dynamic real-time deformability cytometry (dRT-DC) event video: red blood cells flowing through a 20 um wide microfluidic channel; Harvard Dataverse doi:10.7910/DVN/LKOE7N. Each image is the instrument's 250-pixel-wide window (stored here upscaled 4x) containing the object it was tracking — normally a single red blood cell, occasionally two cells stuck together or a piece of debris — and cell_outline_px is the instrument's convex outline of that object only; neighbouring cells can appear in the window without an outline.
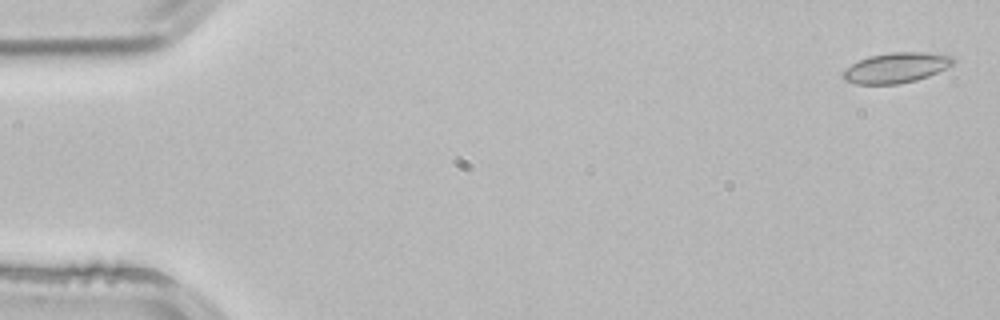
{"species": "common noctule bat (a hibernating species)", "species_latin": "Nyctalus noctula", "temperature_condition": "room temperature", "stored_images_in_passage": 4, "camera_frame_rate_fps": 3000, "um_per_image_px": 0.085, "animal": {"sex": "male", "body_mass_g": 21.5, "forearm_length_mm": 52.0}, "frame": {"image": 1, "passage_image": 1, "time_ms": 0.0, "image_size_px": [1000, 320], "cell_outline_px": [[956, 60], [952, 64], [928, 76], [916, 80], [900, 84], [856, 84], [844, 80], [840, 76], [852, 64], [868, 56], [888, 52], [924, 52], [952, 56]], "centroid_in_image_um": [76.15, 5.76], "position_along_channel_um": 8.9, "area_um2": 19.31}}
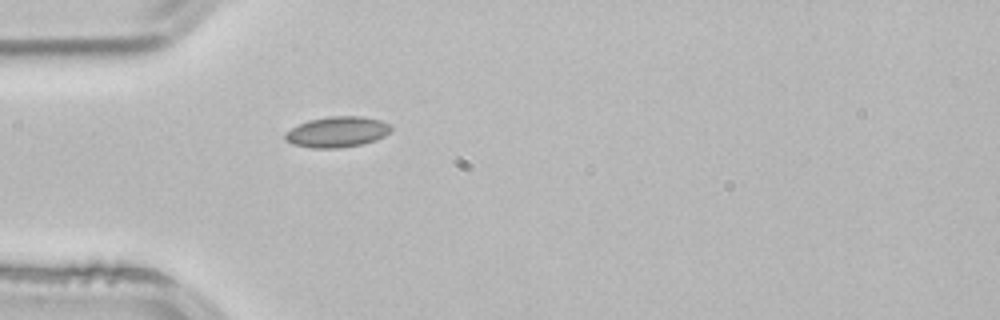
{"frame": {"image": 2, "passage_image": 4, "time_ms": 1.0, "image_size_px": [1000, 320], "cell_outline_px": [[392, 128], [384, 136], [376, 140], [364, 144], [336, 148], [312, 148], [292, 144], [284, 140], [284, 132], [308, 120], [328, 116], [364, 116], [380, 120], [388, 124]], "centroid_in_image_um": [28.63, 11.21], "position_along_channel_um": 56.4, "area_um2": 19.02}}